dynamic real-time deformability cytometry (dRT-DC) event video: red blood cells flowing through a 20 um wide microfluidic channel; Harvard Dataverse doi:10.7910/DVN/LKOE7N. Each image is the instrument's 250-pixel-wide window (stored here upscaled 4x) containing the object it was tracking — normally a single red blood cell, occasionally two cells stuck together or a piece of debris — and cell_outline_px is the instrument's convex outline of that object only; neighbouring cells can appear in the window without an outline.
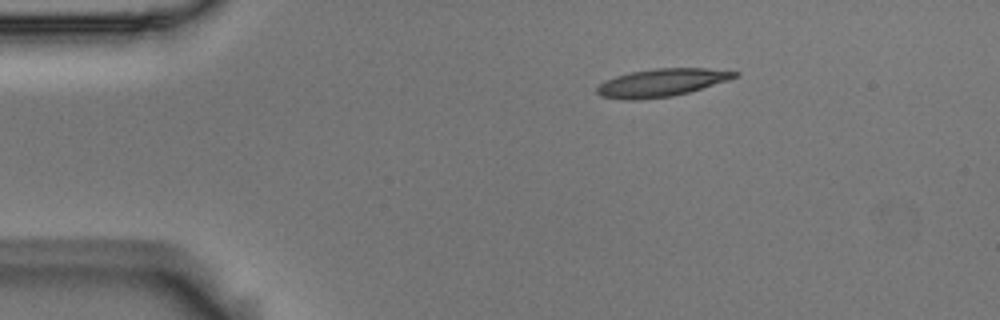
{"species": "Egyptian fruit bat (a non-hibernating species)", "species_latin": "Rousettus aegyptiacus", "temperature_condition": "room temperature", "stored_images_in_passage": 46, "camera_frame_rate_fps": 3000, "um_per_image_px": 0.085, "animal": {"sex": "male"}, "frame": {"image": 1, "passage_image": 1, "time_ms": 0.0, "image_size_px": [1000, 320], "cell_outline_px": [[740, 72], [736, 76], [728, 80], [688, 92], [672, 96], [636, 100], [624, 100], [600, 96], [596, 92], [596, 88], [604, 80], [616, 76], [632, 72], [656, 68], [708, 68]], "centroid_in_image_um": [56.19, 7.03], "position_along_channel_um": 28.8, "area_um2": 22.2}}
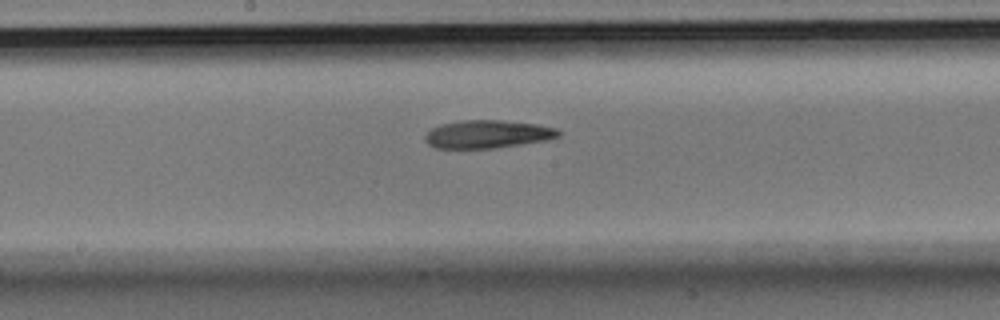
{"frame": {"image": 2, "passage_image": 20, "time_ms": 6.333, "image_size_px": [1000, 320], "cell_outline_px": [[560, 136], [548, 140], [492, 148], [436, 148], [428, 144], [424, 140], [424, 136], [432, 128], [440, 124], [464, 120], [500, 120], [536, 124], [556, 128], [560, 132]], "centroid_in_image_um": [41.43, 11.4], "position_along_channel_um": 206.8, "area_um2": 21.68}}
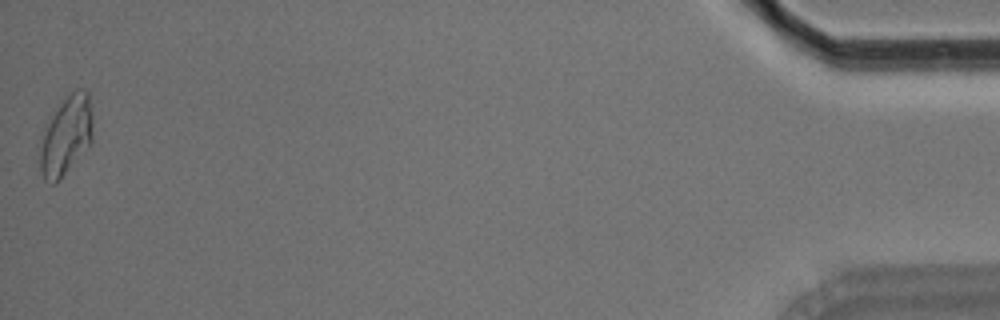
{"frame": {"image": 3, "passage_image": 46, "time_ms": 15.0, "image_size_px": [1000, 320], "cell_outline_px": [[92, 144], [60, 180], [56, 184], [52, 184], [44, 180], [40, 168], [40, 152], [44, 136], [48, 124], [52, 116], [64, 100], [72, 92], [80, 88], [84, 88], [88, 92], [92, 112]], "centroid_in_image_um": [5.67, 11.59], "position_along_channel_um": 429.5, "area_um2": 23.99}, "authors_computed_cell_mechanics": {"area_um2": 22.1952, "velocity_mm_per_s": 3.6615, "shape_relaxation_time_tau1_ms": 8.394, "shape_relaxation_time_tau2_ms": null, "deformation_change_tau1": 0.2076, "deformation_change_tau2": null}}